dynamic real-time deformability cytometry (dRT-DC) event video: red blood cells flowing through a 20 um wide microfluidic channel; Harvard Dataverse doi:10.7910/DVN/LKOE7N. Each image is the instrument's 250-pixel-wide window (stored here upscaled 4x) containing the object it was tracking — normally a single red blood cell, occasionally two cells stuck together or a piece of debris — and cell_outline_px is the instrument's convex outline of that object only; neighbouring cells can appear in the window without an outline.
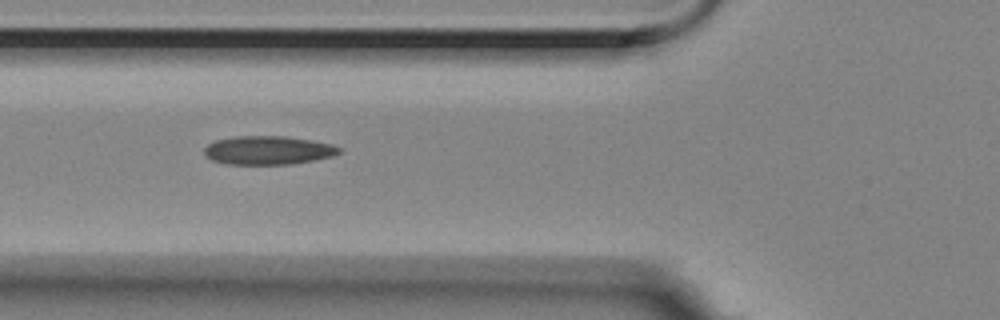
{"species": "Egyptian fruit bat (a non-hibernating species)", "species_latin": "Rousettus aegyptiacus", "temperature_condition": "room temperature", "stored_images_in_passage": 15, "camera_frame_rate_fps": 3000, "um_per_image_px": 0.085, "animal": {"sex": "female"}, "frame": {"image": 1, "passage_image": 5, "time_ms": 1.333, "image_size_px": [1000, 320], "cell_outline_px": [[344, 148], [340, 152], [332, 156], [292, 164], [228, 164], [212, 160], [204, 152], [204, 148], [208, 144], [216, 140], [236, 136], [284, 136], [312, 140], [332, 144]], "centroid_in_image_um": [22.82, 12.76], "position_along_channel_um": 103.0, "area_um2": 22.43}}
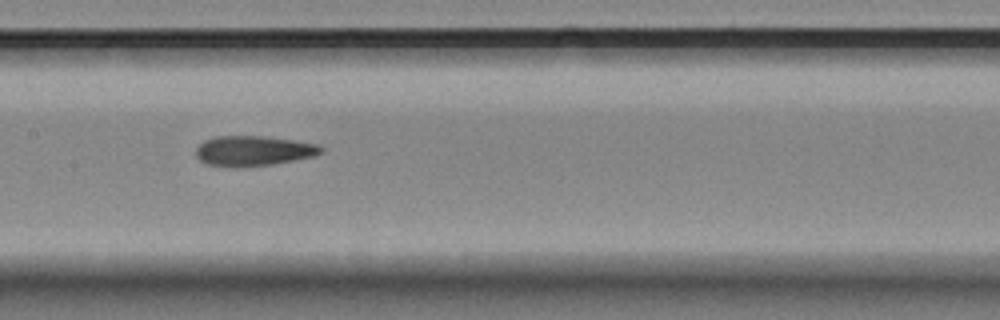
{"frame": {"image": 2, "passage_image": 7, "time_ms": 2.0, "image_size_px": [1000, 320], "cell_outline_px": [[324, 152], [312, 156], [272, 164], [240, 168], [232, 168], [204, 164], [196, 156], [196, 148], [204, 140], [216, 136], [264, 136], [296, 140], [320, 144], [324, 148]], "centroid_in_image_um": [21.53, 12.83], "position_along_channel_um": 185.9, "area_um2": 22.31}}
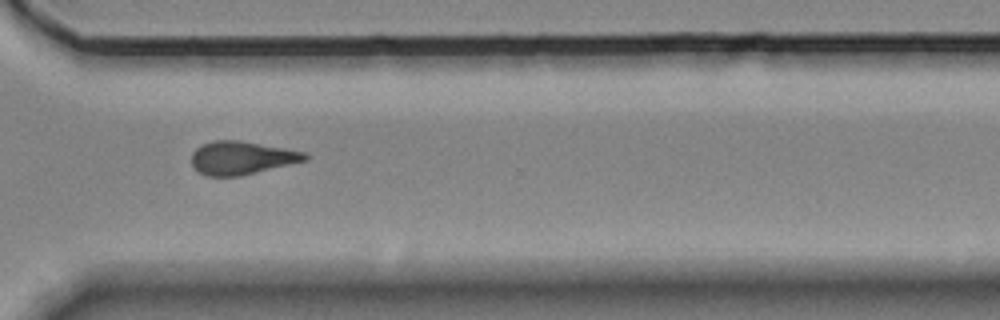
{"frame": {"image": 3, "passage_image": 11, "time_ms": 3.333, "image_size_px": [1000, 320], "cell_outline_px": [[308, 160], [240, 176], [208, 176], [200, 172], [192, 164], [192, 152], [196, 148], [212, 140], [240, 140], [308, 152]], "centroid_in_image_um": [20.58, 13.41], "position_along_channel_um": 350.0, "area_um2": 21.96}}